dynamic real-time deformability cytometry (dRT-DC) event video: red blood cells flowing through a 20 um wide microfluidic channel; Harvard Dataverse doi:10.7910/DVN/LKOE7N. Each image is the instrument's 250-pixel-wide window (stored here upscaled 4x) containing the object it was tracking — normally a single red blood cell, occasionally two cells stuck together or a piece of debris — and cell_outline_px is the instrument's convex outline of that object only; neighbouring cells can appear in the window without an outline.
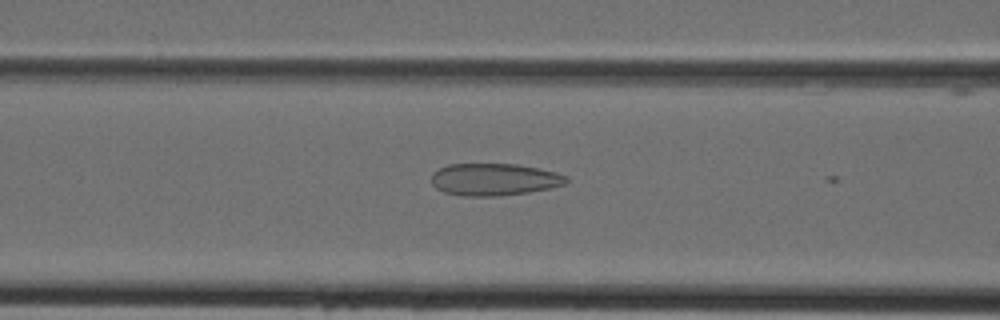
{"species": "Egyptian fruit bat (a non-hibernating species)", "species_latin": "Rousettus aegyptiacus", "temperature_condition": "cold", "stored_images_in_passage": 12, "camera_frame_rate_fps": 3000, "um_per_image_px": 0.085, "animal": {"sex": "female"}, "frame": {"image": 1, "passage_image": 10, "time_ms": 3.0, "image_size_px": [1000, 320], "cell_outline_px": [[568, 180], [564, 184], [548, 188], [528, 192], [496, 196], [460, 196], [444, 192], [436, 188], [432, 184], [432, 172], [448, 164], [516, 164], [556, 172], [568, 176]], "centroid_in_image_um": [41.97, 15.25], "position_along_channel_um": 124.6, "area_um2": 25.2}}